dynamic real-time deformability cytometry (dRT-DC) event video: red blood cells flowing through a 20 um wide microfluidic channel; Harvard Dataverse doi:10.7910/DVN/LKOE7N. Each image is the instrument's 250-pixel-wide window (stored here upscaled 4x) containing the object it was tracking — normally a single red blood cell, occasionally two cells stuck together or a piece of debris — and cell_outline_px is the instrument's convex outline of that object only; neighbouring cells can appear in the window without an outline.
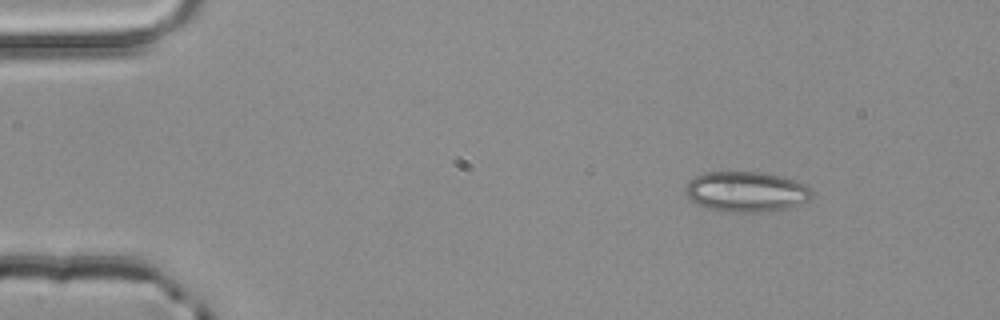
{"species": "common noctule bat (a hibernating species)", "species_latin": "Nyctalus noctula", "temperature_condition": "room temperature", "stored_images_in_passage": 3, "camera_frame_rate_fps": 3000, "um_per_image_px": 0.085, "animal": {"sex": "male", "body_mass_g": 20.4}, "frame": {"image": 1, "passage_image": 3, "time_ms": 0.667, "image_size_px": [1000, 320], "cell_outline_px": [[812, 196], [808, 200], [796, 208], [768, 212], [724, 212], [704, 208], [688, 200], [684, 192], [684, 188], [688, 180], [704, 172], [760, 172], [780, 176], [796, 180], [812, 188]], "centroid_in_image_um": [63.42, 16.32], "position_along_channel_um": 21.6, "area_um2": 30.63}}